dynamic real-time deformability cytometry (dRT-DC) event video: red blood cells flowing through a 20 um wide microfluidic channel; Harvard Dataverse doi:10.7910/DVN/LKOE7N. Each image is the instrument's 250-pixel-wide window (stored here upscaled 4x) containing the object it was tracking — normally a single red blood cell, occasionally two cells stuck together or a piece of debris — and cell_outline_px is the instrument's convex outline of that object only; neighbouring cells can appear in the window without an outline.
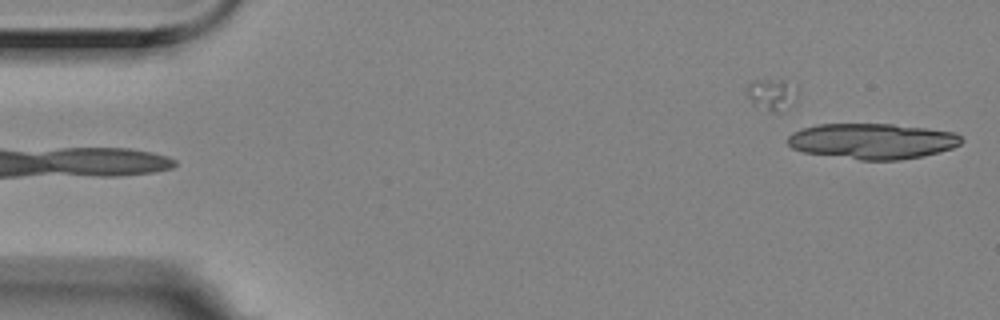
{"species": "Egyptian fruit bat (a non-hibernating species)", "species_latin": "Rousettus aegyptiacus", "temperature_condition": "room temperature", "stored_images_in_passage": 6, "segment_of_instrument_passage": [2, 2], "camera_frame_rate_fps": 3000, "um_per_image_px": 0.085, "animal": {"sex": "female"}, "frame": {"image": 1, "passage_image": 6, "time_ms": 1.667, "image_size_px": [1000, 320], "cell_outline_px": [[964, 140], [960, 144], [952, 148], [940, 152], [924, 156], [900, 160], [860, 160], [804, 152], [792, 148], [788, 144], [788, 136], [792, 132], [816, 124], [892, 124], [956, 132]], "centroid_in_image_um": [74.17, 12.0], "position_along_channel_um": 10.8, "area_um2": 36.13}}